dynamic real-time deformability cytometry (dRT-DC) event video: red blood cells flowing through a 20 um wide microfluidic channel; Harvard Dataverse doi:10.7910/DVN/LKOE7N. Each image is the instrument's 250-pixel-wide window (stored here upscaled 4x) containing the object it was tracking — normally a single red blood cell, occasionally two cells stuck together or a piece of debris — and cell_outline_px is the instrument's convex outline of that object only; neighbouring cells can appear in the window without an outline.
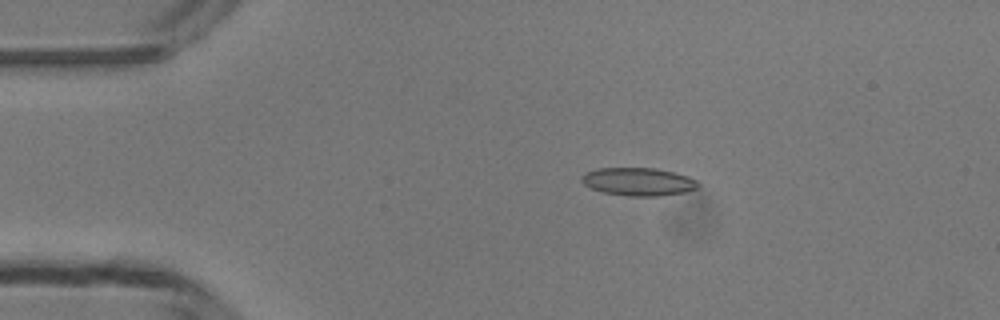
{"species": "common noctule bat (a hibernating species)", "species_latin": "Nyctalus noctula", "temperature_condition": "room temperature", "stored_images_in_passage": 49, "camera_frame_rate_fps": 3000, "um_per_image_px": 0.085, "animal": {"sex": "male", "body_mass_g": 13.3}, "frame": {"image": 1, "passage_image": 10, "time_ms": 3.0, "image_size_px": [1000, 320], "cell_outline_px": [[700, 184], [696, 188], [684, 192], [660, 196], [628, 196], [604, 192], [592, 188], [584, 184], [580, 180], [580, 176], [584, 172], [596, 168], [656, 168], [688, 176], [696, 180]], "centroid_in_image_um": [54.23, 15.43], "position_along_channel_um": 30.8, "area_um2": 19.02}}
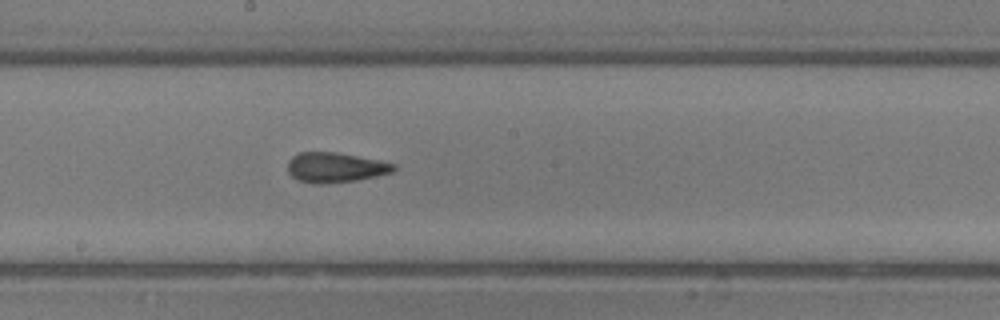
{"frame": {"image": 2, "passage_image": 27, "time_ms": 8.667, "image_size_px": [1000, 320], "cell_outline_px": [[396, 168], [392, 172], [376, 176], [356, 180], [328, 184], [312, 184], [296, 180], [288, 172], [288, 160], [292, 156], [300, 152], [336, 152], [380, 160], [396, 164]], "centroid_in_image_um": [28.48, 14.24], "position_along_channel_um": 219.7, "area_um2": 18.73}}
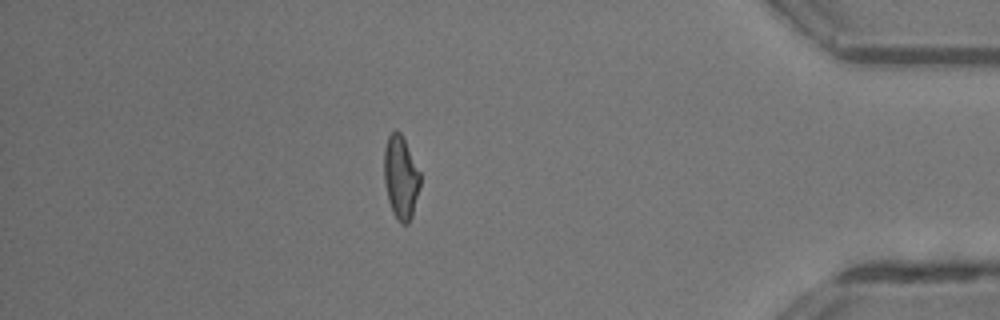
{"frame": {"image": 3, "passage_image": 43, "time_ms": 14.0, "image_size_px": [1000, 320], "cell_outline_px": [[420, 184], [412, 216], [408, 224], [400, 224], [396, 220], [392, 212], [388, 200], [384, 180], [384, 148], [388, 136], [392, 132], [400, 132], [420, 172]], "centroid_in_image_um": [34.05, 15.13], "position_along_channel_um": 401.1, "area_um2": 17.4}, "authors_computed_cell_mechanics": {"area_um2": 18.0914, "velocity_mm_per_s": 4.2126, "shape_relaxation_time_tau1_ms": 11.3405, "shape_relaxation_time_tau2_ms": 1.91, "deformation_change_tau1": 0.2974, "deformation_change_tau2": 0.102}}